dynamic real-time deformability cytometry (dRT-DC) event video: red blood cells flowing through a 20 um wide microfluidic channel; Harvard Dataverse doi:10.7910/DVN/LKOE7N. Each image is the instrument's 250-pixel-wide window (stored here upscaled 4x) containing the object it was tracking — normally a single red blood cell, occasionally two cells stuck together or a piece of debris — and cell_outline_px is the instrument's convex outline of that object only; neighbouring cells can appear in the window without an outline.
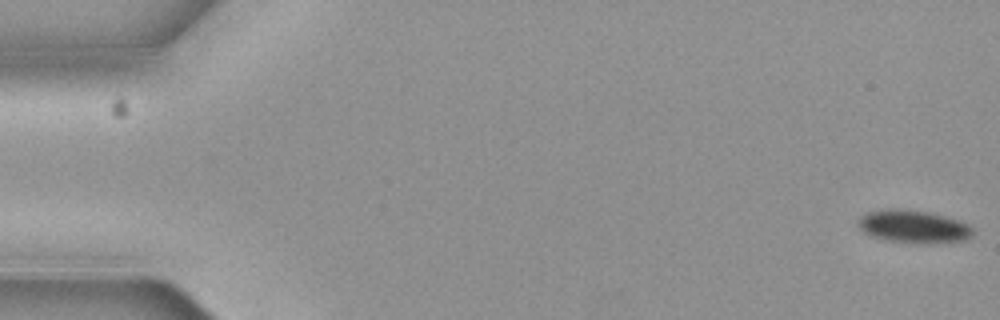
{"species": "common noctule bat (a hibernating species)", "species_latin": "Nyctalus noctula", "temperature_condition": "cold", "stored_images_in_passage": 5, "camera_frame_rate_fps": 3000, "um_per_image_px": 0.085, "animal": {"sex": "female", "body_mass_g": 19.3, "forearm_length_mm": 54.1}, "frame": {"image": 1, "passage_image": 1, "time_ms": 0.0, "image_size_px": [1000, 320], "cell_outline_px": [[972, 236], [964, 240], [888, 240], [872, 236], [864, 232], [856, 224], [860, 216], [864, 212], [888, 208], [900, 208], [928, 212], [948, 216], [960, 220], [968, 224], [972, 228]], "centroid_in_image_um": [77.57, 19.17], "position_along_channel_um": 7.4, "area_um2": 21.1}}
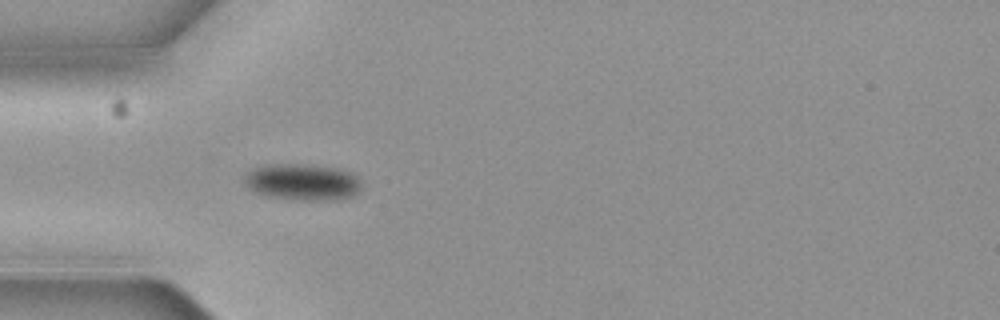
{"frame": {"image": 2, "passage_image": 5, "time_ms": 1.333, "image_size_px": [1000, 320], "cell_outline_px": [[360, 188], [352, 196], [336, 200], [300, 200], [268, 196], [256, 192], [244, 184], [244, 176], [248, 172], [256, 168], [268, 164], [296, 164], [336, 168], [352, 172], [360, 180]], "centroid_in_image_um": [25.71, 15.48], "position_along_channel_um": 59.3, "area_um2": 24.68}}